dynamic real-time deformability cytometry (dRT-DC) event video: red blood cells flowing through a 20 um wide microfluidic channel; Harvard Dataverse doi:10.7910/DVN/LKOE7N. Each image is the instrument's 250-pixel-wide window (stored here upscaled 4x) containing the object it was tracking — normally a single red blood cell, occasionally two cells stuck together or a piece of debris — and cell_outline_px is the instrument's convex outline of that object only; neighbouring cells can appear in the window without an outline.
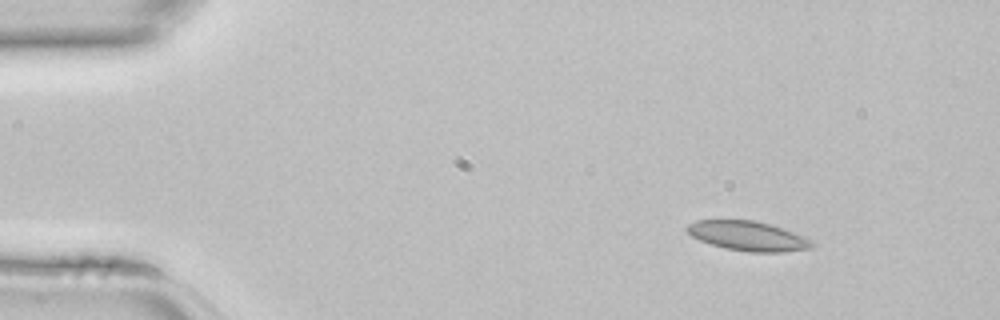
{"species": "common noctule bat (a hibernating species)", "species_latin": "Nyctalus noctula", "temperature_condition": "room temperature", "stored_images_in_passage": 45, "camera_frame_rate_fps": 3000, "um_per_image_px": 0.085, "animal": {"sex": "female", "body_mass_g": 22.7, "forearm_length_mm": 54.2}, "frame": {"image": 1, "passage_image": 5, "time_ms": 1.333, "image_size_px": [1000, 320], "cell_outline_px": [[816, 244], [808, 248], [784, 252], [748, 252], [724, 248], [700, 240], [692, 236], [684, 228], [688, 224], [696, 220], [756, 220], [784, 228], [808, 236]], "centroid_in_image_um": [63.62, 20.05], "position_along_channel_um": 21.4, "area_um2": 21.79}}
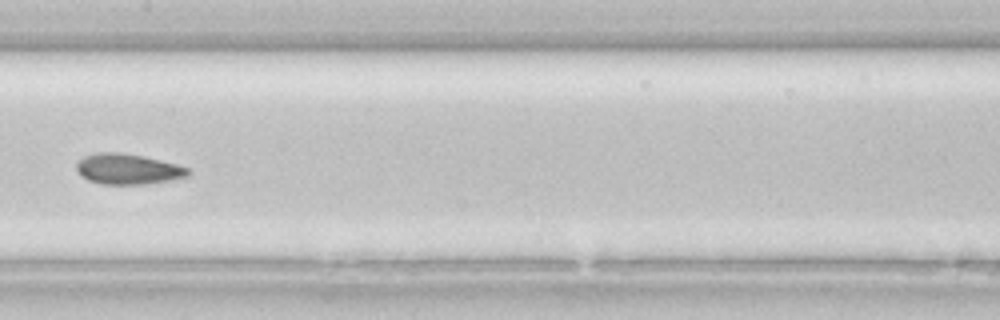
{"frame": {"image": 2, "passage_image": 22, "time_ms": 7.0, "image_size_px": [1000, 320], "cell_outline_px": [[192, 172], [188, 176], [168, 180], [144, 184], [100, 184], [88, 180], [80, 176], [76, 172], [76, 164], [84, 156], [96, 152], [120, 152], [144, 156], [176, 164], [188, 168]], "centroid_in_image_um": [10.83, 14.36], "position_along_channel_um": 196.6, "area_um2": 19.94}}
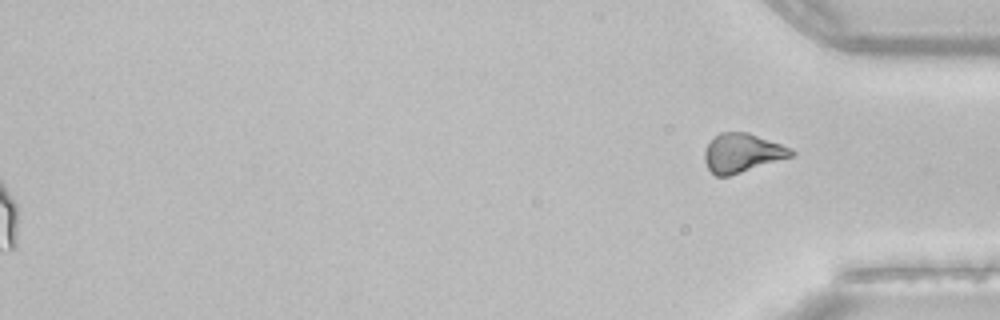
{"frame": {"image": 3, "passage_image": 45, "time_ms": 14.667, "image_size_px": [1000, 320], "cell_outline_px": [[796, 152], [792, 156], [728, 176], [716, 176], [708, 168], [704, 160], [704, 152], [708, 144], [720, 132], [748, 132], [792, 148]], "centroid_in_image_um": [63.09, 12.99], "position_along_channel_um": 372.1, "area_um2": 19.36}}